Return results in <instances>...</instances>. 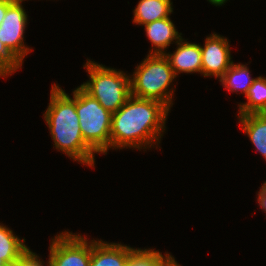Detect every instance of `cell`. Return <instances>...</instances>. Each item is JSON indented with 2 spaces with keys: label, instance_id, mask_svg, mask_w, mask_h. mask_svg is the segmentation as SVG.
<instances>
[{
  "label": "cell",
  "instance_id": "obj_15",
  "mask_svg": "<svg viewBox=\"0 0 266 266\" xmlns=\"http://www.w3.org/2000/svg\"><path fill=\"white\" fill-rule=\"evenodd\" d=\"M247 102L238 104L239 114L266 113V78H255L245 95Z\"/></svg>",
  "mask_w": 266,
  "mask_h": 266
},
{
  "label": "cell",
  "instance_id": "obj_18",
  "mask_svg": "<svg viewBox=\"0 0 266 266\" xmlns=\"http://www.w3.org/2000/svg\"><path fill=\"white\" fill-rule=\"evenodd\" d=\"M22 63L9 51L5 44L0 41V77L13 74L22 67Z\"/></svg>",
  "mask_w": 266,
  "mask_h": 266
},
{
  "label": "cell",
  "instance_id": "obj_16",
  "mask_svg": "<svg viewBox=\"0 0 266 266\" xmlns=\"http://www.w3.org/2000/svg\"><path fill=\"white\" fill-rule=\"evenodd\" d=\"M254 78L250 76L247 65L232 63L231 67L219 79L222 85L231 92H241L246 95Z\"/></svg>",
  "mask_w": 266,
  "mask_h": 266
},
{
  "label": "cell",
  "instance_id": "obj_4",
  "mask_svg": "<svg viewBox=\"0 0 266 266\" xmlns=\"http://www.w3.org/2000/svg\"><path fill=\"white\" fill-rule=\"evenodd\" d=\"M84 67L89 74V81L81 84L80 87L87 94L111 113L116 112L126 103L131 96L130 75L89 59Z\"/></svg>",
  "mask_w": 266,
  "mask_h": 266
},
{
  "label": "cell",
  "instance_id": "obj_6",
  "mask_svg": "<svg viewBox=\"0 0 266 266\" xmlns=\"http://www.w3.org/2000/svg\"><path fill=\"white\" fill-rule=\"evenodd\" d=\"M49 250L50 266H89L92 240L64 231L54 236Z\"/></svg>",
  "mask_w": 266,
  "mask_h": 266
},
{
  "label": "cell",
  "instance_id": "obj_5",
  "mask_svg": "<svg viewBox=\"0 0 266 266\" xmlns=\"http://www.w3.org/2000/svg\"><path fill=\"white\" fill-rule=\"evenodd\" d=\"M76 112L85 143L99 154L110 149L112 113L80 86L76 88Z\"/></svg>",
  "mask_w": 266,
  "mask_h": 266
},
{
  "label": "cell",
  "instance_id": "obj_21",
  "mask_svg": "<svg viewBox=\"0 0 266 266\" xmlns=\"http://www.w3.org/2000/svg\"><path fill=\"white\" fill-rule=\"evenodd\" d=\"M15 0H0V24L3 22V19L6 15L7 8L14 2Z\"/></svg>",
  "mask_w": 266,
  "mask_h": 266
},
{
  "label": "cell",
  "instance_id": "obj_3",
  "mask_svg": "<svg viewBox=\"0 0 266 266\" xmlns=\"http://www.w3.org/2000/svg\"><path fill=\"white\" fill-rule=\"evenodd\" d=\"M130 76L132 96L156 100L171 109L175 90L169 86L176 76L164 54H148Z\"/></svg>",
  "mask_w": 266,
  "mask_h": 266
},
{
  "label": "cell",
  "instance_id": "obj_17",
  "mask_svg": "<svg viewBox=\"0 0 266 266\" xmlns=\"http://www.w3.org/2000/svg\"><path fill=\"white\" fill-rule=\"evenodd\" d=\"M175 258L170 253H165L154 249L137 248L130 256L128 266H170Z\"/></svg>",
  "mask_w": 266,
  "mask_h": 266
},
{
  "label": "cell",
  "instance_id": "obj_20",
  "mask_svg": "<svg viewBox=\"0 0 266 266\" xmlns=\"http://www.w3.org/2000/svg\"><path fill=\"white\" fill-rule=\"evenodd\" d=\"M257 202L259 203L260 208L266 213V181L258 192Z\"/></svg>",
  "mask_w": 266,
  "mask_h": 266
},
{
  "label": "cell",
  "instance_id": "obj_8",
  "mask_svg": "<svg viewBox=\"0 0 266 266\" xmlns=\"http://www.w3.org/2000/svg\"><path fill=\"white\" fill-rule=\"evenodd\" d=\"M204 43V46L200 44L201 75L220 79L233 63L229 41L224 36L213 33L206 37Z\"/></svg>",
  "mask_w": 266,
  "mask_h": 266
},
{
  "label": "cell",
  "instance_id": "obj_1",
  "mask_svg": "<svg viewBox=\"0 0 266 266\" xmlns=\"http://www.w3.org/2000/svg\"><path fill=\"white\" fill-rule=\"evenodd\" d=\"M169 111L159 101L131 95L121 108L112 113L110 148L141 150L160 144Z\"/></svg>",
  "mask_w": 266,
  "mask_h": 266
},
{
  "label": "cell",
  "instance_id": "obj_2",
  "mask_svg": "<svg viewBox=\"0 0 266 266\" xmlns=\"http://www.w3.org/2000/svg\"><path fill=\"white\" fill-rule=\"evenodd\" d=\"M73 98L53 84L50 103L43 114L54 141L55 149L64 152L73 161L93 167L95 152L85 143L76 112V88Z\"/></svg>",
  "mask_w": 266,
  "mask_h": 266
},
{
  "label": "cell",
  "instance_id": "obj_10",
  "mask_svg": "<svg viewBox=\"0 0 266 266\" xmlns=\"http://www.w3.org/2000/svg\"><path fill=\"white\" fill-rule=\"evenodd\" d=\"M136 250L121 243L92 240L89 266H127L131 254Z\"/></svg>",
  "mask_w": 266,
  "mask_h": 266
},
{
  "label": "cell",
  "instance_id": "obj_14",
  "mask_svg": "<svg viewBox=\"0 0 266 266\" xmlns=\"http://www.w3.org/2000/svg\"><path fill=\"white\" fill-rule=\"evenodd\" d=\"M25 239L14 235L13 231L0 223V266H14L19 257L29 248Z\"/></svg>",
  "mask_w": 266,
  "mask_h": 266
},
{
  "label": "cell",
  "instance_id": "obj_9",
  "mask_svg": "<svg viewBox=\"0 0 266 266\" xmlns=\"http://www.w3.org/2000/svg\"><path fill=\"white\" fill-rule=\"evenodd\" d=\"M177 49L174 53H165L164 56L168 59L175 76L179 73H195L201 74V47L200 44L189 43L181 38L177 43Z\"/></svg>",
  "mask_w": 266,
  "mask_h": 266
},
{
  "label": "cell",
  "instance_id": "obj_11",
  "mask_svg": "<svg viewBox=\"0 0 266 266\" xmlns=\"http://www.w3.org/2000/svg\"><path fill=\"white\" fill-rule=\"evenodd\" d=\"M143 26L148 40L152 44L149 54H165V49L170 44H173L172 42L177 43L182 38V33L176 30L170 17L159 19Z\"/></svg>",
  "mask_w": 266,
  "mask_h": 266
},
{
  "label": "cell",
  "instance_id": "obj_23",
  "mask_svg": "<svg viewBox=\"0 0 266 266\" xmlns=\"http://www.w3.org/2000/svg\"><path fill=\"white\" fill-rule=\"evenodd\" d=\"M170 266H181V265L178 264L177 261H174Z\"/></svg>",
  "mask_w": 266,
  "mask_h": 266
},
{
  "label": "cell",
  "instance_id": "obj_19",
  "mask_svg": "<svg viewBox=\"0 0 266 266\" xmlns=\"http://www.w3.org/2000/svg\"><path fill=\"white\" fill-rule=\"evenodd\" d=\"M43 262L39 255L28 248L15 262L14 266H44ZM46 266H50L49 260Z\"/></svg>",
  "mask_w": 266,
  "mask_h": 266
},
{
  "label": "cell",
  "instance_id": "obj_12",
  "mask_svg": "<svg viewBox=\"0 0 266 266\" xmlns=\"http://www.w3.org/2000/svg\"><path fill=\"white\" fill-rule=\"evenodd\" d=\"M172 5L171 0H140L133 11V22L138 25H146L170 17L173 13Z\"/></svg>",
  "mask_w": 266,
  "mask_h": 266
},
{
  "label": "cell",
  "instance_id": "obj_22",
  "mask_svg": "<svg viewBox=\"0 0 266 266\" xmlns=\"http://www.w3.org/2000/svg\"><path fill=\"white\" fill-rule=\"evenodd\" d=\"M207 1H209L212 5L222 6L228 0H207Z\"/></svg>",
  "mask_w": 266,
  "mask_h": 266
},
{
  "label": "cell",
  "instance_id": "obj_13",
  "mask_svg": "<svg viewBox=\"0 0 266 266\" xmlns=\"http://www.w3.org/2000/svg\"><path fill=\"white\" fill-rule=\"evenodd\" d=\"M242 130L266 160V113L238 115Z\"/></svg>",
  "mask_w": 266,
  "mask_h": 266
},
{
  "label": "cell",
  "instance_id": "obj_7",
  "mask_svg": "<svg viewBox=\"0 0 266 266\" xmlns=\"http://www.w3.org/2000/svg\"><path fill=\"white\" fill-rule=\"evenodd\" d=\"M26 0H15L8 8L0 24V41L23 64L24 57L32 48L25 46L24 33L27 27V14L22 6Z\"/></svg>",
  "mask_w": 266,
  "mask_h": 266
}]
</instances>
